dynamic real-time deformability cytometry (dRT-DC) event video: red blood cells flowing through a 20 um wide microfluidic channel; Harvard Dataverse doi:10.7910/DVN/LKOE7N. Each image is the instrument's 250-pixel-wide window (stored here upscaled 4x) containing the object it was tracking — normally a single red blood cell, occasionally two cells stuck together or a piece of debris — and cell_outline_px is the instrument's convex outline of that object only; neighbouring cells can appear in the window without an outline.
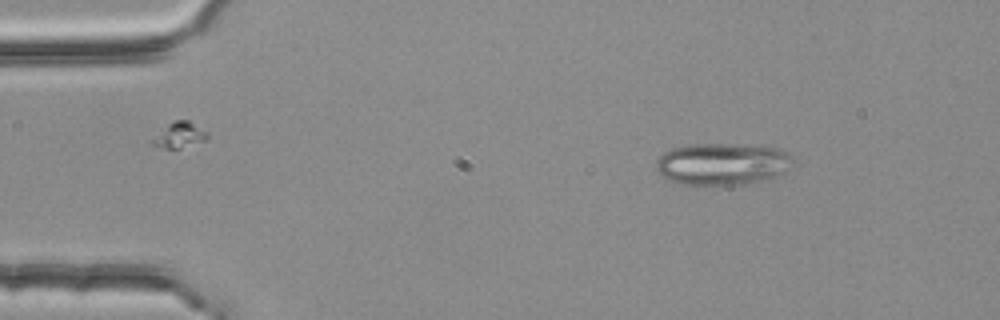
{"species": "common noctule bat (a hibernating species)", "species_latin": "Nyctalus noctula", "temperature_condition": "room temperature", "stored_images_in_passage": 5, "camera_frame_rate_fps": 3000, "um_per_image_px": 0.085, "animal": {"sex": "female", "body_mass_g": 25.1}, "frame": {"image": 1, "passage_image": 1, "time_ms": 0.0, "image_size_px": [1000, 320], "cell_outline_px": [[792, 156], [784, 172], [780, 176], [764, 180], [736, 184], [704, 188], [680, 184], [664, 176], [656, 168], [656, 160], [664, 152], [672, 148], [692, 144], [720, 144], [780, 148]], "centroid_in_image_um": [61.34, 13.97], "position_along_channel_um": 23.7, "area_um2": 33.52}}